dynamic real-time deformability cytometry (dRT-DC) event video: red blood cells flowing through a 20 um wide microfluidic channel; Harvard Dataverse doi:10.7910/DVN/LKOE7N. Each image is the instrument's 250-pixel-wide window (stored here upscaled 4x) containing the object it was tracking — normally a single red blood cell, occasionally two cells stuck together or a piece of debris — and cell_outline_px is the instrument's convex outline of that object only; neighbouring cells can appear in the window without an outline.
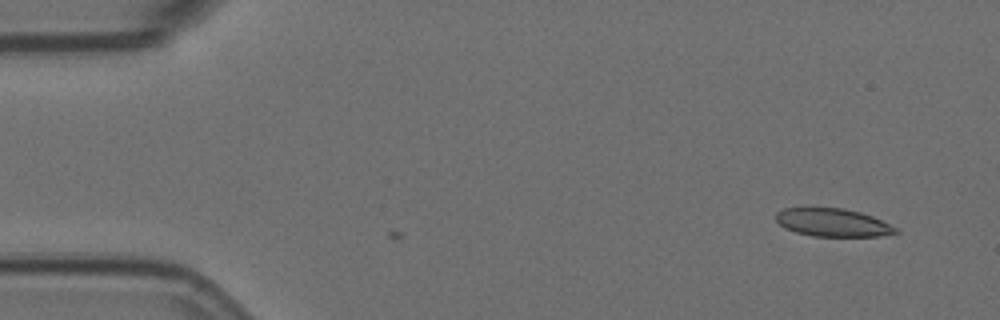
{"species": "Egyptian fruit bat (a non-hibernating species)", "species_latin": "Rousettus aegyptiacus", "temperature_condition": "room temperature", "stored_images_in_passage": 2, "camera_frame_rate_fps": 3000, "um_per_image_px": 0.085, "animal": {"sex": "female"}, "frame": {"image": 1, "passage_image": 2, "time_ms": 0.333, "image_size_px": [1000, 320], "cell_outline_px": [[900, 232], [880, 236], [812, 236], [796, 232], [784, 228], [776, 220], [776, 212], [784, 208], [804, 204], [844, 208], [860, 212], [872, 216], [896, 228]], "centroid_in_image_um": [70.68, 18.86], "position_along_channel_um": 14.3, "area_um2": 20.29}}